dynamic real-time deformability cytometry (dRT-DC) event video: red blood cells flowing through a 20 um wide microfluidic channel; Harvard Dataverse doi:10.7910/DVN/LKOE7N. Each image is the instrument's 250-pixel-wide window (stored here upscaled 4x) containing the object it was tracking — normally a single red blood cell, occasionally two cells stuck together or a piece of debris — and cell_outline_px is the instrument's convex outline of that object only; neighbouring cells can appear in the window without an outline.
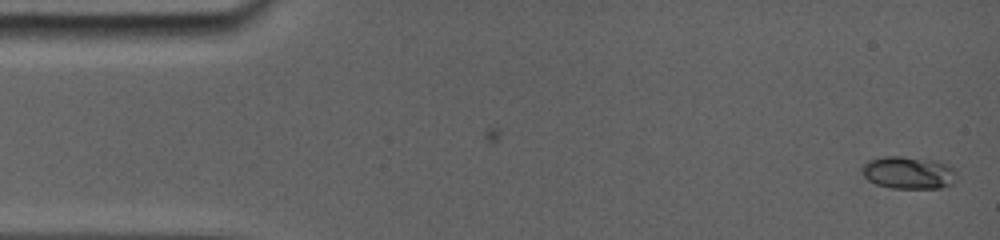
{"species": "common noctule bat (a hibernating species)", "species_latin": "Nyctalus noctula", "temperature_condition": "room temperature", "stored_images_in_passage": 4, "camera_frame_rate_fps": 5000, "um_per_image_px": 0.085, "animal": {"sex": "female", "body_mass_g": 19.0, "forearm_length_mm": 56.7}, "frame": {"image": 1, "passage_image": 4, "time_ms": 1.2, "image_size_px": [1000, 240], "cell_outline_px": [[948, 184], [940, 188], [892, 188], [876, 184], [868, 180], [864, 176], [864, 168], [872, 160], [912, 160], [948, 168]], "centroid_in_image_um": [77.02, 14.81], "position_along_channel_um": 8.0, "area_um2": 14.74}}